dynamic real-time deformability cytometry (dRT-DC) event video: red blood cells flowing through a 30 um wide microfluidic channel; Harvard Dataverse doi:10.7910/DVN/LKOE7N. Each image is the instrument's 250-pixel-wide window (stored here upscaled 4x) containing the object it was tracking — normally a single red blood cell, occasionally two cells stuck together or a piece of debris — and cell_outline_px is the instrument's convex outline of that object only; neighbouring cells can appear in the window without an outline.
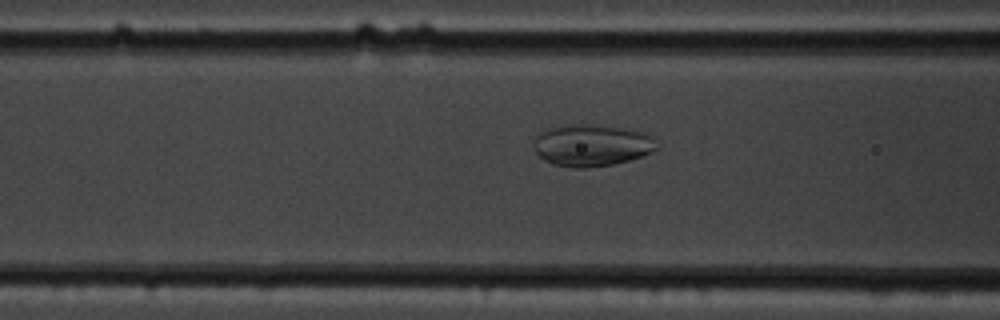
{"species": "common noctule bat (a hibernating species)", "species_latin": "Nyctalus noctula", "temperature_condition": "cold", "stored_images_in_passage": 53, "camera_frame_rate_fps": 3000, "um_per_image_px": 0.085, "animal": {"sex": "male", "body_mass_g": 19.5, "forearm_length_mm": 54.6}, "frame": {"image": 1, "passage_image": 17, "time_ms": 5.333, "image_size_px": [1000, 320], "cell_outline_px": [[656, 148], [652, 152], [628, 160], [612, 164], [588, 168], [576, 168], [552, 164], [544, 160], [536, 152], [532, 144], [532, 140], [540, 132], [548, 128], [572, 124], [584, 124], [620, 128], [644, 132], [652, 136]], "centroid_in_image_um": [50.23, 12.35], "position_along_channel_um": 116.4, "area_um2": 29.77}}
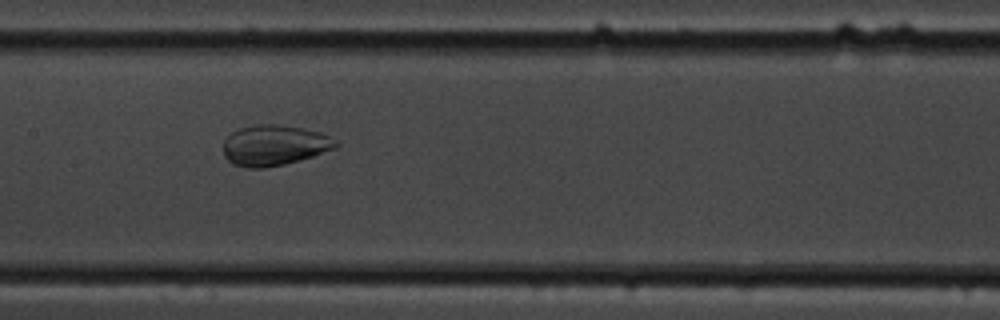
{"frame": {"image": 2, "passage_image": 23, "time_ms": 7.333, "image_size_px": [1000, 320], "cell_outline_px": [[340, 144], [336, 148], [312, 156], [284, 164], [264, 168], [248, 168], [232, 164], [224, 156], [224, 140], [232, 132], [240, 128], [256, 124], [276, 124], [300, 128], [320, 132], [336, 140]], "centroid_in_image_um": [23.3, 12.35], "position_along_channel_um": 184.1, "area_um2": 26.47}}
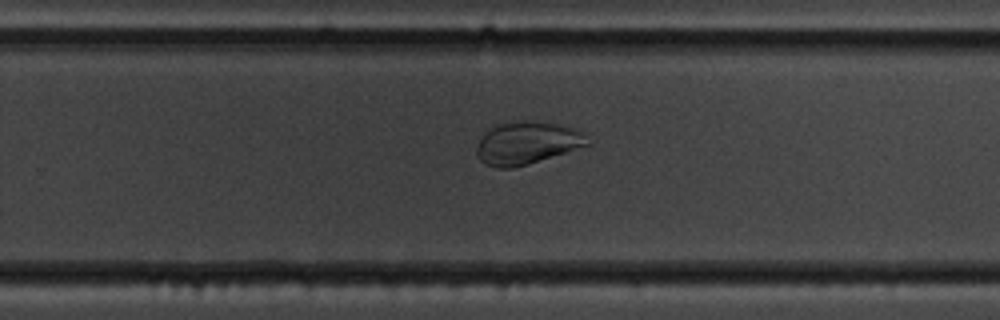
{"frame": {"image": 3, "passage_image": 32, "time_ms": 10.333, "image_size_px": [1000, 320], "cell_outline_px": [[592, 144], [528, 164], [512, 168], [496, 168], [484, 164], [476, 156], [476, 148], [484, 132], [488, 128], [496, 124], [516, 120], [532, 120], [560, 124], [576, 128]], "centroid_in_image_um": [44.76, 12.14], "position_along_channel_um": 285.0, "area_um2": 27.86}}